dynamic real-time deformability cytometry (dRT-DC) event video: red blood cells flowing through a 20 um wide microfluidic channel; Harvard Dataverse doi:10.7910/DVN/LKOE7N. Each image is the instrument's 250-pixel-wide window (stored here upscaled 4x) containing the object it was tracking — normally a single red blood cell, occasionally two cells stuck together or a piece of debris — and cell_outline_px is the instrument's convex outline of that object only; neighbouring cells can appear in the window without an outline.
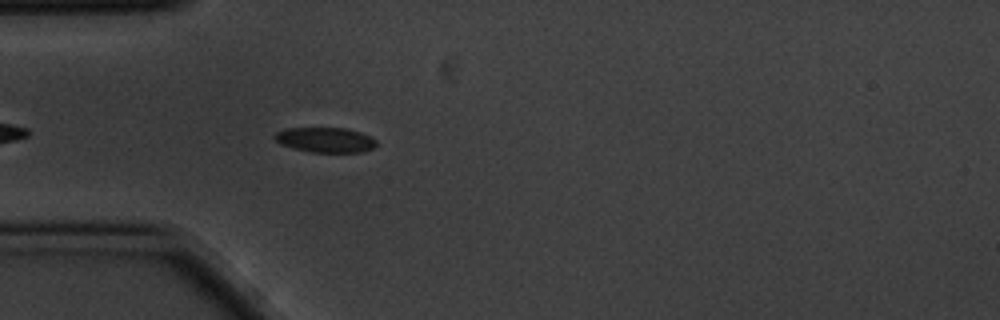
{"species": "common noctule bat (a hibernating species)", "species_latin": "Nyctalus noctula", "temperature_condition": "cold", "stored_images_in_passage": 5, "camera_frame_rate_fps": 3000, "um_per_image_px": 0.085, "animal": {"sex": "male", "body_mass_g": 20.1, "forearm_length_mm": 53.5}, "frame": {"image": 1, "passage_image": 5, "time_ms": 1.333, "image_size_px": [1000, 320], "cell_outline_px": [[376, 144], [372, 148], [360, 152], [312, 152], [292, 148], [280, 144], [272, 136], [276, 132], [288, 128], [344, 128], [360, 132], [376, 140]], "centroid_in_image_um": [27.61, 11.89], "position_along_channel_um": 57.4, "area_um2": 14.68}}